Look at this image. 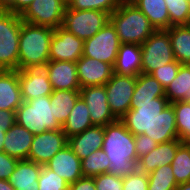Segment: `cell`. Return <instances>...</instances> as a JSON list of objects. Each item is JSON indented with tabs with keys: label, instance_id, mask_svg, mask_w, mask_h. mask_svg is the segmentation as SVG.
Instances as JSON below:
<instances>
[{
	"label": "cell",
	"instance_id": "1",
	"mask_svg": "<svg viewBox=\"0 0 190 190\" xmlns=\"http://www.w3.org/2000/svg\"><path fill=\"white\" fill-rule=\"evenodd\" d=\"M102 150L110 161L108 173L124 177L138 169L134 135L120 119L104 126Z\"/></svg>",
	"mask_w": 190,
	"mask_h": 190
},
{
	"label": "cell",
	"instance_id": "2",
	"mask_svg": "<svg viewBox=\"0 0 190 190\" xmlns=\"http://www.w3.org/2000/svg\"><path fill=\"white\" fill-rule=\"evenodd\" d=\"M54 29L22 21L19 37L18 70L43 68L49 61Z\"/></svg>",
	"mask_w": 190,
	"mask_h": 190
},
{
	"label": "cell",
	"instance_id": "3",
	"mask_svg": "<svg viewBox=\"0 0 190 190\" xmlns=\"http://www.w3.org/2000/svg\"><path fill=\"white\" fill-rule=\"evenodd\" d=\"M121 44H143L155 31L148 18L130 0H122L110 14Z\"/></svg>",
	"mask_w": 190,
	"mask_h": 190
},
{
	"label": "cell",
	"instance_id": "4",
	"mask_svg": "<svg viewBox=\"0 0 190 190\" xmlns=\"http://www.w3.org/2000/svg\"><path fill=\"white\" fill-rule=\"evenodd\" d=\"M16 123L34 135L48 130H61L62 126L53 116L50 96L23 101L15 111Z\"/></svg>",
	"mask_w": 190,
	"mask_h": 190
},
{
	"label": "cell",
	"instance_id": "5",
	"mask_svg": "<svg viewBox=\"0 0 190 190\" xmlns=\"http://www.w3.org/2000/svg\"><path fill=\"white\" fill-rule=\"evenodd\" d=\"M21 25L20 15L0 7V70H18Z\"/></svg>",
	"mask_w": 190,
	"mask_h": 190
},
{
	"label": "cell",
	"instance_id": "6",
	"mask_svg": "<svg viewBox=\"0 0 190 190\" xmlns=\"http://www.w3.org/2000/svg\"><path fill=\"white\" fill-rule=\"evenodd\" d=\"M168 104L166 97L154 98V102L131 103L130 110L120 120L134 136L144 134L153 139V123Z\"/></svg>",
	"mask_w": 190,
	"mask_h": 190
},
{
	"label": "cell",
	"instance_id": "7",
	"mask_svg": "<svg viewBox=\"0 0 190 190\" xmlns=\"http://www.w3.org/2000/svg\"><path fill=\"white\" fill-rule=\"evenodd\" d=\"M175 61L167 30H155L141 44V73L151 74L155 69Z\"/></svg>",
	"mask_w": 190,
	"mask_h": 190
},
{
	"label": "cell",
	"instance_id": "8",
	"mask_svg": "<svg viewBox=\"0 0 190 190\" xmlns=\"http://www.w3.org/2000/svg\"><path fill=\"white\" fill-rule=\"evenodd\" d=\"M110 21V14L100 10H75L69 7L62 27L80 39L92 38Z\"/></svg>",
	"mask_w": 190,
	"mask_h": 190
},
{
	"label": "cell",
	"instance_id": "9",
	"mask_svg": "<svg viewBox=\"0 0 190 190\" xmlns=\"http://www.w3.org/2000/svg\"><path fill=\"white\" fill-rule=\"evenodd\" d=\"M68 0H34L20 15L23 22L56 29L63 24Z\"/></svg>",
	"mask_w": 190,
	"mask_h": 190
},
{
	"label": "cell",
	"instance_id": "10",
	"mask_svg": "<svg viewBox=\"0 0 190 190\" xmlns=\"http://www.w3.org/2000/svg\"><path fill=\"white\" fill-rule=\"evenodd\" d=\"M121 42L115 27L109 21L92 38L84 40L83 54L114 66Z\"/></svg>",
	"mask_w": 190,
	"mask_h": 190
},
{
	"label": "cell",
	"instance_id": "11",
	"mask_svg": "<svg viewBox=\"0 0 190 190\" xmlns=\"http://www.w3.org/2000/svg\"><path fill=\"white\" fill-rule=\"evenodd\" d=\"M136 80L135 75L113 73L104 85L109 108L117 119L122 118L130 110Z\"/></svg>",
	"mask_w": 190,
	"mask_h": 190
},
{
	"label": "cell",
	"instance_id": "12",
	"mask_svg": "<svg viewBox=\"0 0 190 190\" xmlns=\"http://www.w3.org/2000/svg\"><path fill=\"white\" fill-rule=\"evenodd\" d=\"M68 138L61 130H48L34 135L28 160L46 165L60 150L66 147Z\"/></svg>",
	"mask_w": 190,
	"mask_h": 190
},
{
	"label": "cell",
	"instance_id": "13",
	"mask_svg": "<svg viewBox=\"0 0 190 190\" xmlns=\"http://www.w3.org/2000/svg\"><path fill=\"white\" fill-rule=\"evenodd\" d=\"M84 40L62 26L54 29L49 48V60L77 62L83 54Z\"/></svg>",
	"mask_w": 190,
	"mask_h": 190
},
{
	"label": "cell",
	"instance_id": "14",
	"mask_svg": "<svg viewBox=\"0 0 190 190\" xmlns=\"http://www.w3.org/2000/svg\"><path fill=\"white\" fill-rule=\"evenodd\" d=\"M80 97L88 107L93 125L106 126L117 120L109 108L104 85L83 87L80 89Z\"/></svg>",
	"mask_w": 190,
	"mask_h": 190
},
{
	"label": "cell",
	"instance_id": "15",
	"mask_svg": "<svg viewBox=\"0 0 190 190\" xmlns=\"http://www.w3.org/2000/svg\"><path fill=\"white\" fill-rule=\"evenodd\" d=\"M18 78L23 101L50 96L53 93L44 68L18 70Z\"/></svg>",
	"mask_w": 190,
	"mask_h": 190
},
{
	"label": "cell",
	"instance_id": "16",
	"mask_svg": "<svg viewBox=\"0 0 190 190\" xmlns=\"http://www.w3.org/2000/svg\"><path fill=\"white\" fill-rule=\"evenodd\" d=\"M76 67L80 88L105 85L114 73L111 64L86 56L76 62Z\"/></svg>",
	"mask_w": 190,
	"mask_h": 190
},
{
	"label": "cell",
	"instance_id": "17",
	"mask_svg": "<svg viewBox=\"0 0 190 190\" xmlns=\"http://www.w3.org/2000/svg\"><path fill=\"white\" fill-rule=\"evenodd\" d=\"M48 74L53 90H80L76 63L51 61L43 67Z\"/></svg>",
	"mask_w": 190,
	"mask_h": 190
},
{
	"label": "cell",
	"instance_id": "18",
	"mask_svg": "<svg viewBox=\"0 0 190 190\" xmlns=\"http://www.w3.org/2000/svg\"><path fill=\"white\" fill-rule=\"evenodd\" d=\"M48 169L63 178L68 185L76 182L83 176L81 160L68 146L60 150L46 165Z\"/></svg>",
	"mask_w": 190,
	"mask_h": 190
},
{
	"label": "cell",
	"instance_id": "19",
	"mask_svg": "<svg viewBox=\"0 0 190 190\" xmlns=\"http://www.w3.org/2000/svg\"><path fill=\"white\" fill-rule=\"evenodd\" d=\"M183 144L180 140H172L160 143L155 149L138 160V170L144 174H150L158 167L171 165L177 149Z\"/></svg>",
	"mask_w": 190,
	"mask_h": 190
},
{
	"label": "cell",
	"instance_id": "20",
	"mask_svg": "<svg viewBox=\"0 0 190 190\" xmlns=\"http://www.w3.org/2000/svg\"><path fill=\"white\" fill-rule=\"evenodd\" d=\"M104 139V126H92L82 133L68 138V146L80 159L87 158L94 151L102 149Z\"/></svg>",
	"mask_w": 190,
	"mask_h": 190
},
{
	"label": "cell",
	"instance_id": "21",
	"mask_svg": "<svg viewBox=\"0 0 190 190\" xmlns=\"http://www.w3.org/2000/svg\"><path fill=\"white\" fill-rule=\"evenodd\" d=\"M34 134L17 124L6 131L3 152L19 160H28Z\"/></svg>",
	"mask_w": 190,
	"mask_h": 190
},
{
	"label": "cell",
	"instance_id": "22",
	"mask_svg": "<svg viewBox=\"0 0 190 190\" xmlns=\"http://www.w3.org/2000/svg\"><path fill=\"white\" fill-rule=\"evenodd\" d=\"M22 102L18 70H0V109L16 111Z\"/></svg>",
	"mask_w": 190,
	"mask_h": 190
},
{
	"label": "cell",
	"instance_id": "23",
	"mask_svg": "<svg viewBox=\"0 0 190 190\" xmlns=\"http://www.w3.org/2000/svg\"><path fill=\"white\" fill-rule=\"evenodd\" d=\"M42 166L30 160H19L8 181L15 190H39Z\"/></svg>",
	"mask_w": 190,
	"mask_h": 190
},
{
	"label": "cell",
	"instance_id": "24",
	"mask_svg": "<svg viewBox=\"0 0 190 190\" xmlns=\"http://www.w3.org/2000/svg\"><path fill=\"white\" fill-rule=\"evenodd\" d=\"M113 72L119 75H135L141 73V45L121 44Z\"/></svg>",
	"mask_w": 190,
	"mask_h": 190
},
{
	"label": "cell",
	"instance_id": "25",
	"mask_svg": "<svg viewBox=\"0 0 190 190\" xmlns=\"http://www.w3.org/2000/svg\"><path fill=\"white\" fill-rule=\"evenodd\" d=\"M148 18L155 30L170 28L165 0H130Z\"/></svg>",
	"mask_w": 190,
	"mask_h": 190
},
{
	"label": "cell",
	"instance_id": "26",
	"mask_svg": "<svg viewBox=\"0 0 190 190\" xmlns=\"http://www.w3.org/2000/svg\"><path fill=\"white\" fill-rule=\"evenodd\" d=\"M153 140L160 143L179 140L173 105L168 104L153 123Z\"/></svg>",
	"mask_w": 190,
	"mask_h": 190
},
{
	"label": "cell",
	"instance_id": "27",
	"mask_svg": "<svg viewBox=\"0 0 190 190\" xmlns=\"http://www.w3.org/2000/svg\"><path fill=\"white\" fill-rule=\"evenodd\" d=\"M165 97V89L151 74L137 75L131 103L154 102V98Z\"/></svg>",
	"mask_w": 190,
	"mask_h": 190
},
{
	"label": "cell",
	"instance_id": "28",
	"mask_svg": "<svg viewBox=\"0 0 190 190\" xmlns=\"http://www.w3.org/2000/svg\"><path fill=\"white\" fill-rule=\"evenodd\" d=\"M94 126L90 119V112L84 100L80 97L72 108L68 119L62 125V131L66 137L82 133L86 129Z\"/></svg>",
	"mask_w": 190,
	"mask_h": 190
},
{
	"label": "cell",
	"instance_id": "29",
	"mask_svg": "<svg viewBox=\"0 0 190 190\" xmlns=\"http://www.w3.org/2000/svg\"><path fill=\"white\" fill-rule=\"evenodd\" d=\"M80 98V90H53L50 95V105L52 106L53 116L62 126Z\"/></svg>",
	"mask_w": 190,
	"mask_h": 190
},
{
	"label": "cell",
	"instance_id": "30",
	"mask_svg": "<svg viewBox=\"0 0 190 190\" xmlns=\"http://www.w3.org/2000/svg\"><path fill=\"white\" fill-rule=\"evenodd\" d=\"M166 30L170 35L175 60L180 64L190 65V26H171Z\"/></svg>",
	"mask_w": 190,
	"mask_h": 190
},
{
	"label": "cell",
	"instance_id": "31",
	"mask_svg": "<svg viewBox=\"0 0 190 190\" xmlns=\"http://www.w3.org/2000/svg\"><path fill=\"white\" fill-rule=\"evenodd\" d=\"M169 103L183 101L190 103V65L181 64L175 79L165 88Z\"/></svg>",
	"mask_w": 190,
	"mask_h": 190
},
{
	"label": "cell",
	"instance_id": "32",
	"mask_svg": "<svg viewBox=\"0 0 190 190\" xmlns=\"http://www.w3.org/2000/svg\"><path fill=\"white\" fill-rule=\"evenodd\" d=\"M148 190H175L178 184L171 165L158 167L148 174Z\"/></svg>",
	"mask_w": 190,
	"mask_h": 190
},
{
	"label": "cell",
	"instance_id": "33",
	"mask_svg": "<svg viewBox=\"0 0 190 190\" xmlns=\"http://www.w3.org/2000/svg\"><path fill=\"white\" fill-rule=\"evenodd\" d=\"M177 184L190 182V147L183 143L171 163Z\"/></svg>",
	"mask_w": 190,
	"mask_h": 190
},
{
	"label": "cell",
	"instance_id": "34",
	"mask_svg": "<svg viewBox=\"0 0 190 190\" xmlns=\"http://www.w3.org/2000/svg\"><path fill=\"white\" fill-rule=\"evenodd\" d=\"M83 176L94 177L109 172V158L100 149L81 160Z\"/></svg>",
	"mask_w": 190,
	"mask_h": 190
},
{
	"label": "cell",
	"instance_id": "35",
	"mask_svg": "<svg viewBox=\"0 0 190 190\" xmlns=\"http://www.w3.org/2000/svg\"><path fill=\"white\" fill-rule=\"evenodd\" d=\"M175 112L178 138L183 143L190 141V103L176 101L171 103Z\"/></svg>",
	"mask_w": 190,
	"mask_h": 190
},
{
	"label": "cell",
	"instance_id": "36",
	"mask_svg": "<svg viewBox=\"0 0 190 190\" xmlns=\"http://www.w3.org/2000/svg\"><path fill=\"white\" fill-rule=\"evenodd\" d=\"M171 26L189 25L190 0H165Z\"/></svg>",
	"mask_w": 190,
	"mask_h": 190
},
{
	"label": "cell",
	"instance_id": "37",
	"mask_svg": "<svg viewBox=\"0 0 190 190\" xmlns=\"http://www.w3.org/2000/svg\"><path fill=\"white\" fill-rule=\"evenodd\" d=\"M122 0H68V7L75 10H100L113 13Z\"/></svg>",
	"mask_w": 190,
	"mask_h": 190
},
{
	"label": "cell",
	"instance_id": "38",
	"mask_svg": "<svg viewBox=\"0 0 190 190\" xmlns=\"http://www.w3.org/2000/svg\"><path fill=\"white\" fill-rule=\"evenodd\" d=\"M39 190H68L69 185L60 178L55 172L48 169L45 165L42 166V171L38 179Z\"/></svg>",
	"mask_w": 190,
	"mask_h": 190
},
{
	"label": "cell",
	"instance_id": "39",
	"mask_svg": "<svg viewBox=\"0 0 190 190\" xmlns=\"http://www.w3.org/2000/svg\"><path fill=\"white\" fill-rule=\"evenodd\" d=\"M180 65L181 64L175 60L155 69L151 75L156 80H158L162 87L165 89L177 76Z\"/></svg>",
	"mask_w": 190,
	"mask_h": 190
},
{
	"label": "cell",
	"instance_id": "40",
	"mask_svg": "<svg viewBox=\"0 0 190 190\" xmlns=\"http://www.w3.org/2000/svg\"><path fill=\"white\" fill-rule=\"evenodd\" d=\"M96 190H123V177L110 173L94 176Z\"/></svg>",
	"mask_w": 190,
	"mask_h": 190
},
{
	"label": "cell",
	"instance_id": "41",
	"mask_svg": "<svg viewBox=\"0 0 190 190\" xmlns=\"http://www.w3.org/2000/svg\"><path fill=\"white\" fill-rule=\"evenodd\" d=\"M148 174L138 169L123 177V190H148Z\"/></svg>",
	"mask_w": 190,
	"mask_h": 190
},
{
	"label": "cell",
	"instance_id": "42",
	"mask_svg": "<svg viewBox=\"0 0 190 190\" xmlns=\"http://www.w3.org/2000/svg\"><path fill=\"white\" fill-rule=\"evenodd\" d=\"M135 145H136V155L138 160L147 155L150 151L155 149L158 145L157 142H155L151 137L140 134L135 135Z\"/></svg>",
	"mask_w": 190,
	"mask_h": 190
},
{
	"label": "cell",
	"instance_id": "43",
	"mask_svg": "<svg viewBox=\"0 0 190 190\" xmlns=\"http://www.w3.org/2000/svg\"><path fill=\"white\" fill-rule=\"evenodd\" d=\"M19 159L0 151V179L8 180L16 168Z\"/></svg>",
	"mask_w": 190,
	"mask_h": 190
},
{
	"label": "cell",
	"instance_id": "44",
	"mask_svg": "<svg viewBox=\"0 0 190 190\" xmlns=\"http://www.w3.org/2000/svg\"><path fill=\"white\" fill-rule=\"evenodd\" d=\"M34 0H7L1 8L21 15Z\"/></svg>",
	"mask_w": 190,
	"mask_h": 190
},
{
	"label": "cell",
	"instance_id": "45",
	"mask_svg": "<svg viewBox=\"0 0 190 190\" xmlns=\"http://www.w3.org/2000/svg\"><path fill=\"white\" fill-rule=\"evenodd\" d=\"M68 190H96L94 178L82 176L76 182L70 184Z\"/></svg>",
	"mask_w": 190,
	"mask_h": 190
},
{
	"label": "cell",
	"instance_id": "46",
	"mask_svg": "<svg viewBox=\"0 0 190 190\" xmlns=\"http://www.w3.org/2000/svg\"><path fill=\"white\" fill-rule=\"evenodd\" d=\"M15 122V111L0 109V127L2 129L7 131L14 125Z\"/></svg>",
	"mask_w": 190,
	"mask_h": 190
},
{
	"label": "cell",
	"instance_id": "47",
	"mask_svg": "<svg viewBox=\"0 0 190 190\" xmlns=\"http://www.w3.org/2000/svg\"><path fill=\"white\" fill-rule=\"evenodd\" d=\"M0 190H15L8 180L0 179Z\"/></svg>",
	"mask_w": 190,
	"mask_h": 190
},
{
	"label": "cell",
	"instance_id": "48",
	"mask_svg": "<svg viewBox=\"0 0 190 190\" xmlns=\"http://www.w3.org/2000/svg\"><path fill=\"white\" fill-rule=\"evenodd\" d=\"M5 135L6 131L0 127V151H3Z\"/></svg>",
	"mask_w": 190,
	"mask_h": 190
},
{
	"label": "cell",
	"instance_id": "49",
	"mask_svg": "<svg viewBox=\"0 0 190 190\" xmlns=\"http://www.w3.org/2000/svg\"><path fill=\"white\" fill-rule=\"evenodd\" d=\"M175 190H190V182L178 184Z\"/></svg>",
	"mask_w": 190,
	"mask_h": 190
},
{
	"label": "cell",
	"instance_id": "50",
	"mask_svg": "<svg viewBox=\"0 0 190 190\" xmlns=\"http://www.w3.org/2000/svg\"><path fill=\"white\" fill-rule=\"evenodd\" d=\"M7 0H0V7L6 2Z\"/></svg>",
	"mask_w": 190,
	"mask_h": 190
}]
</instances>
